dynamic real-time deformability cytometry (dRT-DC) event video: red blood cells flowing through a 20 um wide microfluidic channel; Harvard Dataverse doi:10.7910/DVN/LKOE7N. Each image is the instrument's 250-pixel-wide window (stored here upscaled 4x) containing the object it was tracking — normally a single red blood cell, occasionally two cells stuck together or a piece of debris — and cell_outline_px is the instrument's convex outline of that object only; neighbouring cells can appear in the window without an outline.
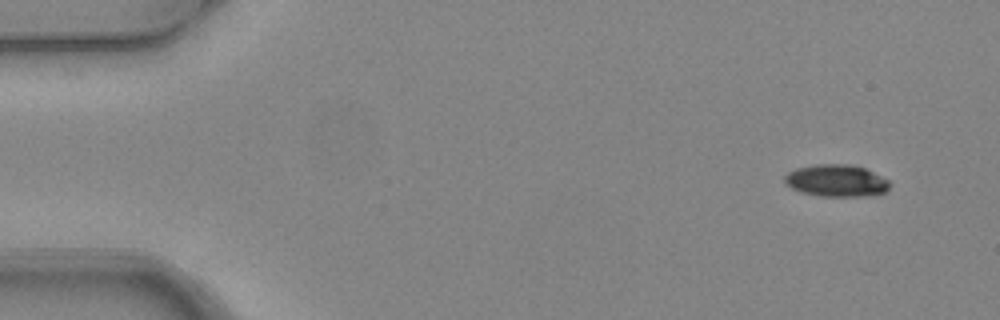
{"species": "common noctule bat (a hibernating species)", "species_latin": "Nyctalus noctula", "temperature_condition": "warm", "stored_images_in_passage": 5, "camera_frame_rate_fps": 3000, "um_per_image_px": 0.085, "animal": {"sex": "female", "body_mass_g": 24.6, "forearm_length_mm": 56.2}, "frame": {"image": 1, "passage_image": 1, "time_ms": 0.0, "image_size_px": [1000, 320], "cell_outline_px": [[892, 184], [888, 192], [868, 196], [820, 196], [800, 192], [784, 184], [784, 176], [788, 172], [796, 168], [820, 164], [852, 164], [864, 168], [888, 180]], "centroid_in_image_um": [71.1, 15.36], "position_along_channel_um": 13.9, "area_um2": 19.83}}
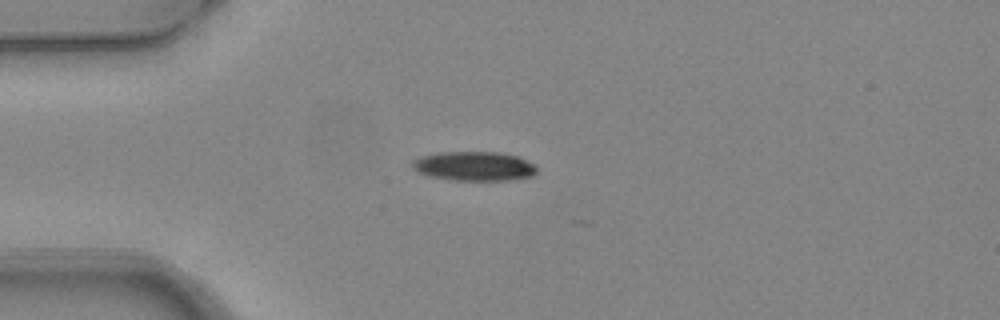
{"frame": {"image": 2, "passage_image": 4, "time_ms": 1.0, "image_size_px": [1000, 320], "cell_outline_px": [[536, 172], [532, 176], [508, 180], [452, 180], [432, 176], [420, 172], [412, 168], [412, 160], [420, 156], [440, 152], [500, 152], [516, 156], [532, 164], [536, 168]], "centroid_in_image_um": [40.27, 14.12], "position_along_channel_um": 44.7, "area_um2": 20.98}}
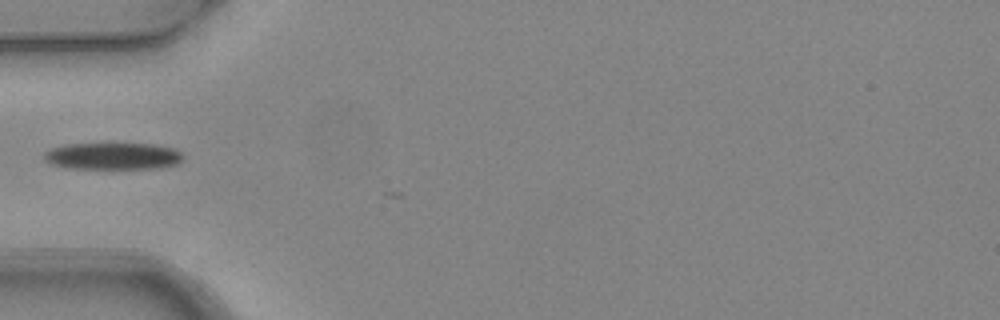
{"frame": {"image": 3, "passage_image": 5, "time_ms": 1.333, "image_size_px": [1000, 320], "cell_outline_px": [[184, 156], [176, 164], [160, 168], [64, 168], [52, 164], [44, 160], [44, 152], [52, 148], [64, 144], [156, 144], [176, 148]], "centroid_in_image_um": [9.59, 13.26], "position_along_channel_um": 75.4, "area_um2": 21.79}}